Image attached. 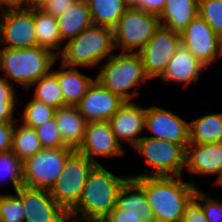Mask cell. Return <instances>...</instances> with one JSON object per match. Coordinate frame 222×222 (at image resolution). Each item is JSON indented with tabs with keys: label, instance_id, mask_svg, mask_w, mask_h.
Returning a JSON list of instances; mask_svg holds the SVG:
<instances>
[{
	"label": "cell",
	"instance_id": "1",
	"mask_svg": "<svg viewBox=\"0 0 222 222\" xmlns=\"http://www.w3.org/2000/svg\"><path fill=\"white\" fill-rule=\"evenodd\" d=\"M182 176L132 177L145 191L155 222H181L185 201L200 188Z\"/></svg>",
	"mask_w": 222,
	"mask_h": 222
},
{
	"label": "cell",
	"instance_id": "2",
	"mask_svg": "<svg viewBox=\"0 0 222 222\" xmlns=\"http://www.w3.org/2000/svg\"><path fill=\"white\" fill-rule=\"evenodd\" d=\"M95 71V80L124 101L138 100L141 86L151 81L138 53L115 51Z\"/></svg>",
	"mask_w": 222,
	"mask_h": 222
},
{
	"label": "cell",
	"instance_id": "3",
	"mask_svg": "<svg viewBox=\"0 0 222 222\" xmlns=\"http://www.w3.org/2000/svg\"><path fill=\"white\" fill-rule=\"evenodd\" d=\"M58 57L50 50L40 46L14 49L0 47V71L15 88L19 84L27 91L29 87L47 75ZM15 82V83H14Z\"/></svg>",
	"mask_w": 222,
	"mask_h": 222
},
{
	"label": "cell",
	"instance_id": "4",
	"mask_svg": "<svg viewBox=\"0 0 222 222\" xmlns=\"http://www.w3.org/2000/svg\"><path fill=\"white\" fill-rule=\"evenodd\" d=\"M115 51L113 29L92 24L65 43L58 61L70 67L97 69Z\"/></svg>",
	"mask_w": 222,
	"mask_h": 222
},
{
	"label": "cell",
	"instance_id": "5",
	"mask_svg": "<svg viewBox=\"0 0 222 222\" xmlns=\"http://www.w3.org/2000/svg\"><path fill=\"white\" fill-rule=\"evenodd\" d=\"M105 166L96 164L93 167L77 206L68 214L107 216L116 206L118 192L130 175H117Z\"/></svg>",
	"mask_w": 222,
	"mask_h": 222
},
{
	"label": "cell",
	"instance_id": "6",
	"mask_svg": "<svg viewBox=\"0 0 222 222\" xmlns=\"http://www.w3.org/2000/svg\"><path fill=\"white\" fill-rule=\"evenodd\" d=\"M189 144H176L143 136L133 148L147 165L148 172L129 174L135 176H182L186 167V148Z\"/></svg>",
	"mask_w": 222,
	"mask_h": 222
},
{
	"label": "cell",
	"instance_id": "7",
	"mask_svg": "<svg viewBox=\"0 0 222 222\" xmlns=\"http://www.w3.org/2000/svg\"><path fill=\"white\" fill-rule=\"evenodd\" d=\"M159 26V16L130 6L113 28L115 50L138 53Z\"/></svg>",
	"mask_w": 222,
	"mask_h": 222
},
{
	"label": "cell",
	"instance_id": "8",
	"mask_svg": "<svg viewBox=\"0 0 222 222\" xmlns=\"http://www.w3.org/2000/svg\"><path fill=\"white\" fill-rule=\"evenodd\" d=\"M96 164L74 151L66 160L59 178L50 187L52 198L70 213L78 204L90 171Z\"/></svg>",
	"mask_w": 222,
	"mask_h": 222
},
{
	"label": "cell",
	"instance_id": "9",
	"mask_svg": "<svg viewBox=\"0 0 222 222\" xmlns=\"http://www.w3.org/2000/svg\"><path fill=\"white\" fill-rule=\"evenodd\" d=\"M75 150L69 147L42 148L22 162L23 185L31 188L50 187L59 178L67 158Z\"/></svg>",
	"mask_w": 222,
	"mask_h": 222
},
{
	"label": "cell",
	"instance_id": "10",
	"mask_svg": "<svg viewBox=\"0 0 222 222\" xmlns=\"http://www.w3.org/2000/svg\"><path fill=\"white\" fill-rule=\"evenodd\" d=\"M181 46V35L159 26L146 45L138 52L150 80L159 78L170 59Z\"/></svg>",
	"mask_w": 222,
	"mask_h": 222
},
{
	"label": "cell",
	"instance_id": "11",
	"mask_svg": "<svg viewBox=\"0 0 222 222\" xmlns=\"http://www.w3.org/2000/svg\"><path fill=\"white\" fill-rule=\"evenodd\" d=\"M144 136L176 144H189V121L162 105H148Z\"/></svg>",
	"mask_w": 222,
	"mask_h": 222
},
{
	"label": "cell",
	"instance_id": "12",
	"mask_svg": "<svg viewBox=\"0 0 222 222\" xmlns=\"http://www.w3.org/2000/svg\"><path fill=\"white\" fill-rule=\"evenodd\" d=\"M180 35L181 45L209 70H212V64L222 60L220 38L199 15Z\"/></svg>",
	"mask_w": 222,
	"mask_h": 222
},
{
	"label": "cell",
	"instance_id": "13",
	"mask_svg": "<svg viewBox=\"0 0 222 222\" xmlns=\"http://www.w3.org/2000/svg\"><path fill=\"white\" fill-rule=\"evenodd\" d=\"M36 46L34 9L1 12L0 47L25 49Z\"/></svg>",
	"mask_w": 222,
	"mask_h": 222
},
{
	"label": "cell",
	"instance_id": "14",
	"mask_svg": "<svg viewBox=\"0 0 222 222\" xmlns=\"http://www.w3.org/2000/svg\"><path fill=\"white\" fill-rule=\"evenodd\" d=\"M76 151L99 165L103 164L100 158L116 159L127 154L126 149L116 140L109 121L87 123L81 146Z\"/></svg>",
	"mask_w": 222,
	"mask_h": 222
},
{
	"label": "cell",
	"instance_id": "15",
	"mask_svg": "<svg viewBox=\"0 0 222 222\" xmlns=\"http://www.w3.org/2000/svg\"><path fill=\"white\" fill-rule=\"evenodd\" d=\"M15 193L25 209L24 222H66L68 213L52 198L49 189L20 186Z\"/></svg>",
	"mask_w": 222,
	"mask_h": 222
},
{
	"label": "cell",
	"instance_id": "16",
	"mask_svg": "<svg viewBox=\"0 0 222 222\" xmlns=\"http://www.w3.org/2000/svg\"><path fill=\"white\" fill-rule=\"evenodd\" d=\"M145 107L138 101H125L120 109L108 120L116 140L123 148L133 149L144 136Z\"/></svg>",
	"mask_w": 222,
	"mask_h": 222
},
{
	"label": "cell",
	"instance_id": "17",
	"mask_svg": "<svg viewBox=\"0 0 222 222\" xmlns=\"http://www.w3.org/2000/svg\"><path fill=\"white\" fill-rule=\"evenodd\" d=\"M124 102L121 97L94 80L76 106L79 113L89 123L108 121Z\"/></svg>",
	"mask_w": 222,
	"mask_h": 222
},
{
	"label": "cell",
	"instance_id": "18",
	"mask_svg": "<svg viewBox=\"0 0 222 222\" xmlns=\"http://www.w3.org/2000/svg\"><path fill=\"white\" fill-rule=\"evenodd\" d=\"M206 71H208V68L181 45L158 79L163 84L170 85L174 83L175 86L181 85L185 89L190 88L192 84L199 83L202 80L201 75L204 77L205 73L207 74Z\"/></svg>",
	"mask_w": 222,
	"mask_h": 222
},
{
	"label": "cell",
	"instance_id": "19",
	"mask_svg": "<svg viewBox=\"0 0 222 222\" xmlns=\"http://www.w3.org/2000/svg\"><path fill=\"white\" fill-rule=\"evenodd\" d=\"M222 168V141L209 144H189L186 148L184 173L200 178H214ZM213 176V177H212Z\"/></svg>",
	"mask_w": 222,
	"mask_h": 222
},
{
	"label": "cell",
	"instance_id": "20",
	"mask_svg": "<svg viewBox=\"0 0 222 222\" xmlns=\"http://www.w3.org/2000/svg\"><path fill=\"white\" fill-rule=\"evenodd\" d=\"M82 72L79 67H70L59 63L56 69V78L59 83L65 105L76 106L86 94L88 88L95 80L92 76Z\"/></svg>",
	"mask_w": 222,
	"mask_h": 222
},
{
	"label": "cell",
	"instance_id": "21",
	"mask_svg": "<svg viewBox=\"0 0 222 222\" xmlns=\"http://www.w3.org/2000/svg\"><path fill=\"white\" fill-rule=\"evenodd\" d=\"M54 119L57 123L63 143L77 150L82 143L86 120L79 113L77 106L66 105L55 110Z\"/></svg>",
	"mask_w": 222,
	"mask_h": 222
},
{
	"label": "cell",
	"instance_id": "22",
	"mask_svg": "<svg viewBox=\"0 0 222 222\" xmlns=\"http://www.w3.org/2000/svg\"><path fill=\"white\" fill-rule=\"evenodd\" d=\"M198 16V0H166L159 16L160 26L181 34Z\"/></svg>",
	"mask_w": 222,
	"mask_h": 222
},
{
	"label": "cell",
	"instance_id": "23",
	"mask_svg": "<svg viewBox=\"0 0 222 222\" xmlns=\"http://www.w3.org/2000/svg\"><path fill=\"white\" fill-rule=\"evenodd\" d=\"M57 22L64 43L75 38L93 24L87 1L76 0L72 6L57 17Z\"/></svg>",
	"mask_w": 222,
	"mask_h": 222
},
{
	"label": "cell",
	"instance_id": "24",
	"mask_svg": "<svg viewBox=\"0 0 222 222\" xmlns=\"http://www.w3.org/2000/svg\"><path fill=\"white\" fill-rule=\"evenodd\" d=\"M34 26L37 46L50 50L58 57L65 43L61 38L57 18L41 8H34Z\"/></svg>",
	"mask_w": 222,
	"mask_h": 222
},
{
	"label": "cell",
	"instance_id": "25",
	"mask_svg": "<svg viewBox=\"0 0 222 222\" xmlns=\"http://www.w3.org/2000/svg\"><path fill=\"white\" fill-rule=\"evenodd\" d=\"M116 206L121 209L138 211L142 222H155L144 189L132 177H129L119 190Z\"/></svg>",
	"mask_w": 222,
	"mask_h": 222
},
{
	"label": "cell",
	"instance_id": "26",
	"mask_svg": "<svg viewBox=\"0 0 222 222\" xmlns=\"http://www.w3.org/2000/svg\"><path fill=\"white\" fill-rule=\"evenodd\" d=\"M222 141V112H209L189 121V144Z\"/></svg>",
	"mask_w": 222,
	"mask_h": 222
},
{
	"label": "cell",
	"instance_id": "27",
	"mask_svg": "<svg viewBox=\"0 0 222 222\" xmlns=\"http://www.w3.org/2000/svg\"><path fill=\"white\" fill-rule=\"evenodd\" d=\"M93 24L114 28L130 7L129 0H86Z\"/></svg>",
	"mask_w": 222,
	"mask_h": 222
},
{
	"label": "cell",
	"instance_id": "28",
	"mask_svg": "<svg viewBox=\"0 0 222 222\" xmlns=\"http://www.w3.org/2000/svg\"><path fill=\"white\" fill-rule=\"evenodd\" d=\"M57 62L58 59L55 61L52 70L47 75L42 76L39 80L33 83L29 89H27V92L29 90L34 91L31 96L33 99L52 106L55 109L66 106L56 78V68H54V66L58 64Z\"/></svg>",
	"mask_w": 222,
	"mask_h": 222
},
{
	"label": "cell",
	"instance_id": "29",
	"mask_svg": "<svg viewBox=\"0 0 222 222\" xmlns=\"http://www.w3.org/2000/svg\"><path fill=\"white\" fill-rule=\"evenodd\" d=\"M41 149L42 146L35 129L17 119L13 127L11 151L23 162Z\"/></svg>",
	"mask_w": 222,
	"mask_h": 222
},
{
	"label": "cell",
	"instance_id": "30",
	"mask_svg": "<svg viewBox=\"0 0 222 222\" xmlns=\"http://www.w3.org/2000/svg\"><path fill=\"white\" fill-rule=\"evenodd\" d=\"M23 109L20 110L21 114H17V119L23 124L36 128L40 125H43L48 120L54 119L55 108L49 105H46L43 102L37 101L31 97L28 99V102Z\"/></svg>",
	"mask_w": 222,
	"mask_h": 222
},
{
	"label": "cell",
	"instance_id": "31",
	"mask_svg": "<svg viewBox=\"0 0 222 222\" xmlns=\"http://www.w3.org/2000/svg\"><path fill=\"white\" fill-rule=\"evenodd\" d=\"M5 181L11 183L13 193L23 185L22 162L12 151L0 153V185Z\"/></svg>",
	"mask_w": 222,
	"mask_h": 222
},
{
	"label": "cell",
	"instance_id": "32",
	"mask_svg": "<svg viewBox=\"0 0 222 222\" xmlns=\"http://www.w3.org/2000/svg\"><path fill=\"white\" fill-rule=\"evenodd\" d=\"M5 192L0 199V222H24L25 209L21 198L15 192Z\"/></svg>",
	"mask_w": 222,
	"mask_h": 222
},
{
	"label": "cell",
	"instance_id": "33",
	"mask_svg": "<svg viewBox=\"0 0 222 222\" xmlns=\"http://www.w3.org/2000/svg\"><path fill=\"white\" fill-rule=\"evenodd\" d=\"M198 15L219 38L222 36V0H198Z\"/></svg>",
	"mask_w": 222,
	"mask_h": 222
},
{
	"label": "cell",
	"instance_id": "34",
	"mask_svg": "<svg viewBox=\"0 0 222 222\" xmlns=\"http://www.w3.org/2000/svg\"><path fill=\"white\" fill-rule=\"evenodd\" d=\"M42 148L67 147L61 138L55 119L48 120L43 125L34 128Z\"/></svg>",
	"mask_w": 222,
	"mask_h": 222
},
{
	"label": "cell",
	"instance_id": "35",
	"mask_svg": "<svg viewBox=\"0 0 222 222\" xmlns=\"http://www.w3.org/2000/svg\"><path fill=\"white\" fill-rule=\"evenodd\" d=\"M201 188H197L185 201L181 222H208L201 206Z\"/></svg>",
	"mask_w": 222,
	"mask_h": 222
},
{
	"label": "cell",
	"instance_id": "36",
	"mask_svg": "<svg viewBox=\"0 0 222 222\" xmlns=\"http://www.w3.org/2000/svg\"><path fill=\"white\" fill-rule=\"evenodd\" d=\"M210 192L201 191V206L208 222H222V199Z\"/></svg>",
	"mask_w": 222,
	"mask_h": 222
},
{
	"label": "cell",
	"instance_id": "37",
	"mask_svg": "<svg viewBox=\"0 0 222 222\" xmlns=\"http://www.w3.org/2000/svg\"><path fill=\"white\" fill-rule=\"evenodd\" d=\"M18 89L15 88L9 81H7L3 74H0V102L1 103H19L20 105L23 103L22 98L20 100L19 96L21 93L18 94ZM20 100V101H19Z\"/></svg>",
	"mask_w": 222,
	"mask_h": 222
},
{
	"label": "cell",
	"instance_id": "38",
	"mask_svg": "<svg viewBox=\"0 0 222 222\" xmlns=\"http://www.w3.org/2000/svg\"><path fill=\"white\" fill-rule=\"evenodd\" d=\"M166 0H130L129 5L139 10L160 16Z\"/></svg>",
	"mask_w": 222,
	"mask_h": 222
},
{
	"label": "cell",
	"instance_id": "39",
	"mask_svg": "<svg viewBox=\"0 0 222 222\" xmlns=\"http://www.w3.org/2000/svg\"><path fill=\"white\" fill-rule=\"evenodd\" d=\"M139 215L138 211L121 209L115 206L107 215V218L110 222H142Z\"/></svg>",
	"mask_w": 222,
	"mask_h": 222
},
{
	"label": "cell",
	"instance_id": "40",
	"mask_svg": "<svg viewBox=\"0 0 222 222\" xmlns=\"http://www.w3.org/2000/svg\"><path fill=\"white\" fill-rule=\"evenodd\" d=\"M76 0H48L41 9L48 14L58 17L65 12Z\"/></svg>",
	"mask_w": 222,
	"mask_h": 222
},
{
	"label": "cell",
	"instance_id": "41",
	"mask_svg": "<svg viewBox=\"0 0 222 222\" xmlns=\"http://www.w3.org/2000/svg\"><path fill=\"white\" fill-rule=\"evenodd\" d=\"M14 123L0 122V153L12 150Z\"/></svg>",
	"mask_w": 222,
	"mask_h": 222
},
{
	"label": "cell",
	"instance_id": "42",
	"mask_svg": "<svg viewBox=\"0 0 222 222\" xmlns=\"http://www.w3.org/2000/svg\"><path fill=\"white\" fill-rule=\"evenodd\" d=\"M19 103L0 102V122L14 123L17 120Z\"/></svg>",
	"mask_w": 222,
	"mask_h": 222
},
{
	"label": "cell",
	"instance_id": "43",
	"mask_svg": "<svg viewBox=\"0 0 222 222\" xmlns=\"http://www.w3.org/2000/svg\"><path fill=\"white\" fill-rule=\"evenodd\" d=\"M28 9L27 0H0V12Z\"/></svg>",
	"mask_w": 222,
	"mask_h": 222
},
{
	"label": "cell",
	"instance_id": "44",
	"mask_svg": "<svg viewBox=\"0 0 222 222\" xmlns=\"http://www.w3.org/2000/svg\"><path fill=\"white\" fill-rule=\"evenodd\" d=\"M66 222H110V220L107 218V216L68 214Z\"/></svg>",
	"mask_w": 222,
	"mask_h": 222
},
{
	"label": "cell",
	"instance_id": "45",
	"mask_svg": "<svg viewBox=\"0 0 222 222\" xmlns=\"http://www.w3.org/2000/svg\"><path fill=\"white\" fill-rule=\"evenodd\" d=\"M28 9L41 8L48 0H27Z\"/></svg>",
	"mask_w": 222,
	"mask_h": 222
},
{
	"label": "cell",
	"instance_id": "46",
	"mask_svg": "<svg viewBox=\"0 0 222 222\" xmlns=\"http://www.w3.org/2000/svg\"><path fill=\"white\" fill-rule=\"evenodd\" d=\"M212 180H214L212 181L213 183L211 182L213 186H215L216 188L217 187L222 188V168L219 170V173L217 174V176Z\"/></svg>",
	"mask_w": 222,
	"mask_h": 222
},
{
	"label": "cell",
	"instance_id": "47",
	"mask_svg": "<svg viewBox=\"0 0 222 222\" xmlns=\"http://www.w3.org/2000/svg\"><path fill=\"white\" fill-rule=\"evenodd\" d=\"M220 52H221V55H222V36L220 37Z\"/></svg>",
	"mask_w": 222,
	"mask_h": 222
},
{
	"label": "cell",
	"instance_id": "48",
	"mask_svg": "<svg viewBox=\"0 0 222 222\" xmlns=\"http://www.w3.org/2000/svg\"><path fill=\"white\" fill-rule=\"evenodd\" d=\"M3 195H4V193H0V199L2 198Z\"/></svg>",
	"mask_w": 222,
	"mask_h": 222
}]
</instances>
